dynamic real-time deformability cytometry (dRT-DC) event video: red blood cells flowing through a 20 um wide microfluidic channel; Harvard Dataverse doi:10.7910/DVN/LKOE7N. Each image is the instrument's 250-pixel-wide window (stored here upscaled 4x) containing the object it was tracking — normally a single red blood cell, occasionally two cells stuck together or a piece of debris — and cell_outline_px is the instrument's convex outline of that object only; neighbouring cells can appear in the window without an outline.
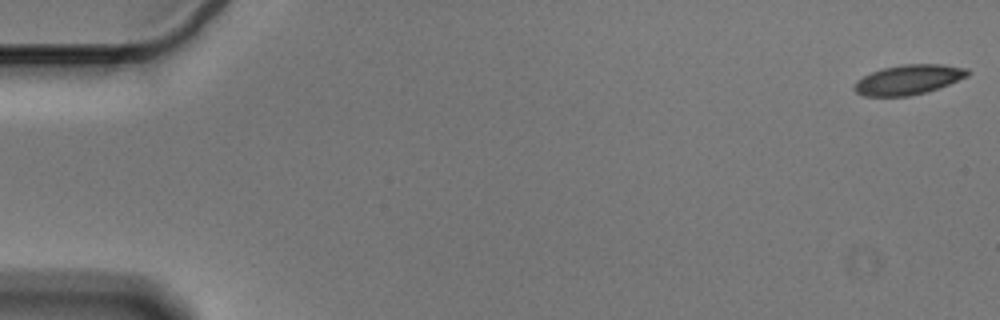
{"species": "Egyptian fruit bat (a non-hibernating species)", "species_latin": "Rousettus aegyptiacus", "temperature_condition": "cold", "stored_images_in_passage": 56, "camera_frame_rate_fps": 3000, "um_per_image_px": 0.085, "animal": {"sex": "male"}, "frame": {"image": 1, "passage_image": 1, "time_ms": 0.0, "image_size_px": [1000, 320], "cell_outline_px": [[972, 72], [968, 76], [928, 92], [908, 96], [864, 96], [856, 92], [852, 88], [856, 80], [872, 72], [884, 68], [904, 64], [940, 64], [968, 68]], "centroid_in_image_um": [77.23, 6.77], "position_along_channel_um": 7.8, "area_um2": 19.71}}
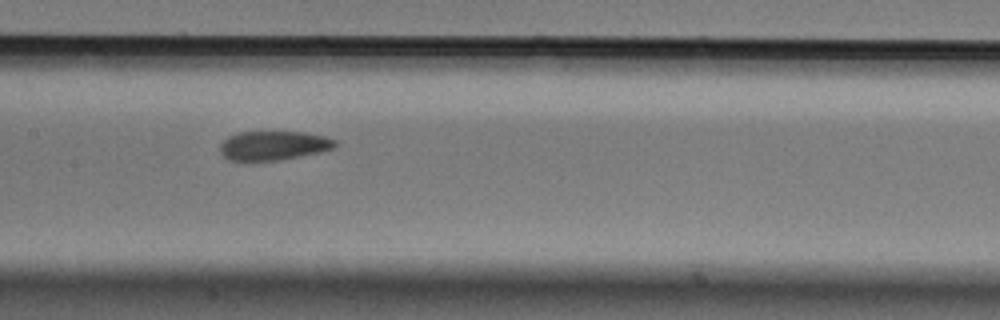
{"frame": {"image": 2, "passage_image": 28, "time_ms": 9.0, "image_size_px": [1000, 320], "cell_outline_px": [[336, 144], [332, 148], [320, 152], [280, 160], [252, 164], [228, 160], [220, 152], [220, 144], [228, 136], [240, 132], [304, 132], [324, 136], [336, 140]], "centroid_in_image_um": [23.17, 12.42], "position_along_channel_um": 184.2, "area_um2": 20.11}}
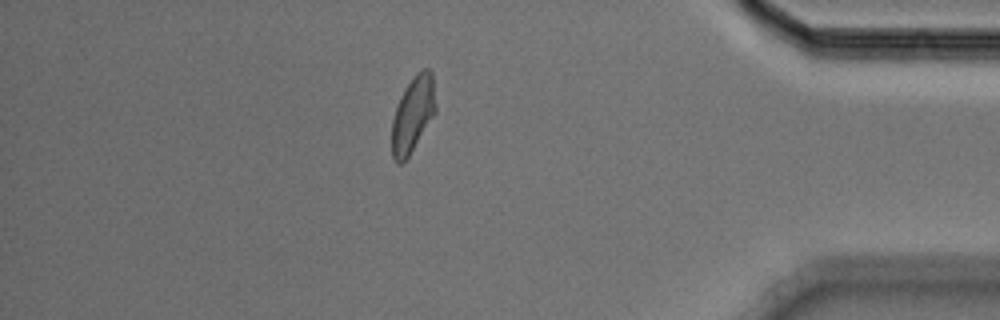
{"frame": {"image": 3, "passage_image": 49, "time_ms": 16.0, "image_size_px": [1000, 320], "cell_outline_px": [[436, 112], [404, 164], [396, 164], [392, 156], [392, 120], [400, 96], [404, 88], [416, 72], [424, 68], [428, 68], [432, 72], [436, 104]], "centroid_in_image_um": [35.09, 9.73], "position_along_channel_um": 400.1, "area_um2": 19.59}, "authors_computed_cell_mechanics": {"area_um2": 19.9988, "velocity_mm_per_s": 3.5731, "shape_relaxation_time_tau1_ms": 5.3305, "shape_relaxation_time_tau2_ms": 1.8173, "deformation_change_tau1": 0.1208, "deformation_change_tau2": 0.07}}